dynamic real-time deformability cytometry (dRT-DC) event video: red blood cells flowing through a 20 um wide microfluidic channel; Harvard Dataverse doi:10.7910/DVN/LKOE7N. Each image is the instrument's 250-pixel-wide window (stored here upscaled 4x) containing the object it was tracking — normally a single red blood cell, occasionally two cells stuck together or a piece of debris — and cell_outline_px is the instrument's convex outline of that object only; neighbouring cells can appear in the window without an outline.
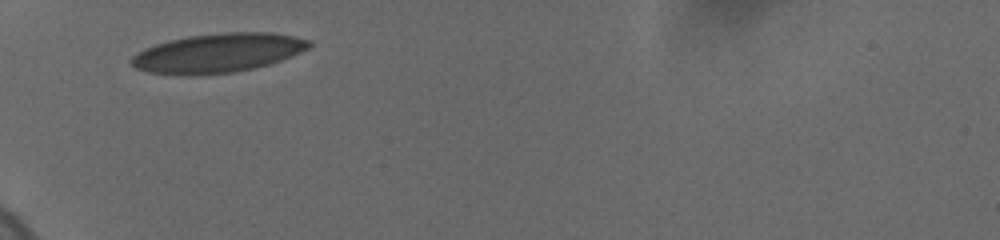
{"species": "human", "species_latin": "Homo sapiens", "temperature_condition": "cold", "stored_images_in_passage": 39, "camera_frame_rate_fps": 3000, "um_per_image_px": 0.085, "donor": {"sex": "female"}, "frame": {"image": 1, "passage_image": 1, "time_ms": 0.0, "image_size_px": [1000, 240], "cell_outline_px": [[312, 44], [308, 48], [300, 52], [280, 60], [268, 64], [252, 68], [232, 72], [196, 76], [184, 76], [148, 72], [136, 68], [128, 60], [132, 56], [156, 44], [168, 40], [188, 36], [224, 32], [276, 32], [312, 40]], "centroid_in_image_um": [18.52, 4.5], "position_along_channel_um": 66.5, "area_um2": 40.58}}
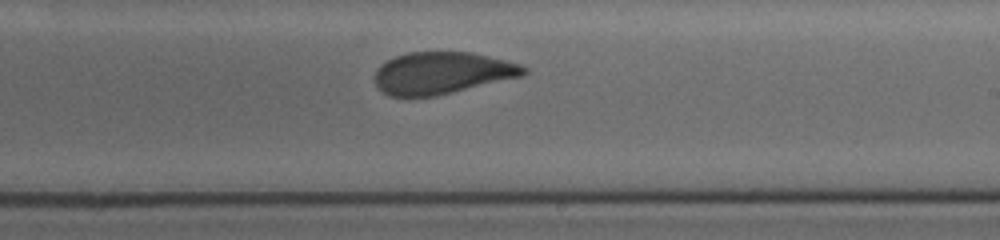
{"frame": {"image": 2, "passage_image": 21, "time_ms": 5.333, "image_size_px": [1000, 240], "cell_outline_px": [[528, 72], [524, 76], [436, 96], [388, 96], [376, 84], [376, 68], [380, 64], [396, 56], [408, 52], [472, 52], [520, 64], [528, 68]], "centroid_in_image_um": [37.61, 6.2], "position_along_channel_um": 251.4, "area_um2": 36.41}}
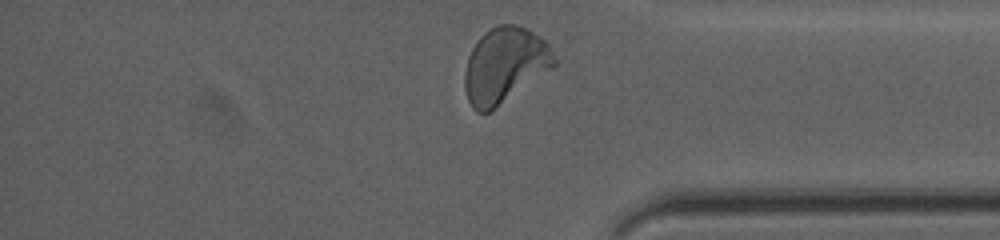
{"frame": {"image": 3, "passage_image": 37, "time_ms": 9.333, "image_size_px": [1000, 240], "cell_outline_px": [[556, 64], [552, 68], [488, 112], [476, 112], [472, 108], [468, 100], [464, 88], [464, 72], [468, 56], [472, 48], [480, 36], [484, 32], [496, 24], [516, 24], [528, 28], [540, 36], [548, 44], [556, 60]], "centroid_in_image_um": [42.87, 5.5], "position_along_channel_um": 392.3, "area_um2": 39.13}, "authors_computed_cell_mechanics": {"area_um2": 37.6278, "velocity_mm_per_s": 3.6627, "shape_relaxation_time_tau1_ms": 6.3403, "shape_relaxation_time_tau2_ms": 0.8683, "deformation_change_tau1": 0.1708, "deformation_change_tau2": 0.064}}